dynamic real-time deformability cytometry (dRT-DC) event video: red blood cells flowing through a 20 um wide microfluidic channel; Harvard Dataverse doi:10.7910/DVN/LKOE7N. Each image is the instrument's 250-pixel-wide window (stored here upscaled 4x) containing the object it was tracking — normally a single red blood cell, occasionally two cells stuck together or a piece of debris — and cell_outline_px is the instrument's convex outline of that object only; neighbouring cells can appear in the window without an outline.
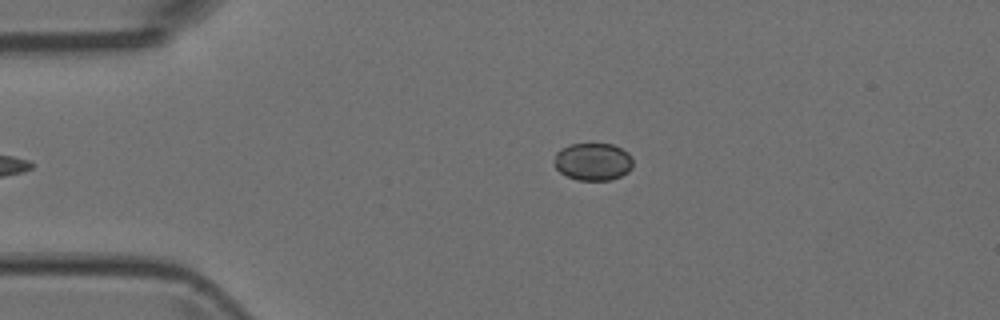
{"species": "Egyptian fruit bat (a non-hibernating species)", "species_latin": "Rousettus aegyptiacus", "temperature_condition": "room temperature", "stored_images_in_passage": 3, "camera_frame_rate_fps": 3000, "um_per_image_px": 0.085, "animal": {"sex": "female"}, "frame": {"image": 1, "passage_image": 3, "time_ms": 0.667, "image_size_px": [1000, 320], "cell_outline_px": [[632, 168], [628, 172], [620, 176], [608, 180], [576, 180], [560, 172], [552, 164], [556, 152], [560, 148], [568, 144], [612, 144], [628, 152], [632, 160]], "centroid_in_image_um": [50.36, 13.74], "position_along_channel_um": 34.6, "area_um2": 17.34}}